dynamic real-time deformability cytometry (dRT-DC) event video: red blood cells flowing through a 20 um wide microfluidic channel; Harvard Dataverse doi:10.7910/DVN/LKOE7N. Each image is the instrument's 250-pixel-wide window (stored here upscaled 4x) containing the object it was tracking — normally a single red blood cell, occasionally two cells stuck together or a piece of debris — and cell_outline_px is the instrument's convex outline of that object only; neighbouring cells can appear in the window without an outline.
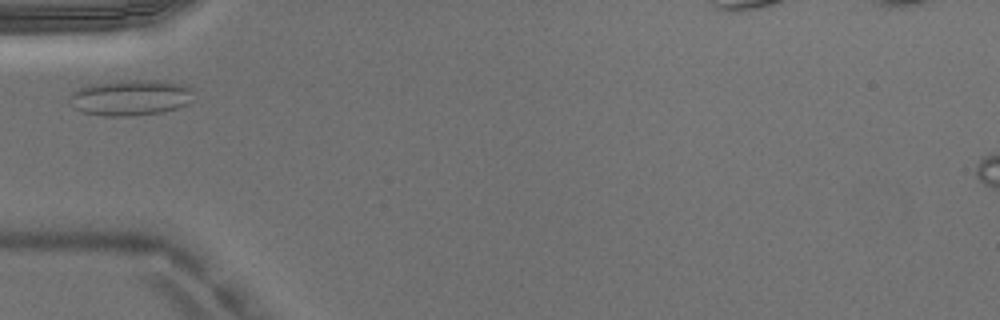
{"species": "Egyptian fruit bat (a non-hibernating species)", "species_latin": "Rousettus aegyptiacus", "temperature_condition": "warm", "stored_images_in_passage": 2, "camera_frame_rate_fps": 3000, "um_per_image_px": 0.085, "animal": {"sex": "male"}, "frame": {"image": 1, "passage_image": 2, "time_ms": 0.333, "image_size_px": [1000, 320], "cell_outline_px": [[200, 88], [196, 100], [188, 104], [176, 108], [160, 112], [132, 116], [100, 116], [84, 112], [72, 108], [68, 100], [68, 96], [72, 92], [88, 84], [136, 80], [156, 80], [184, 84]], "centroid_in_image_um": [11.21, 8.29], "position_along_channel_um": 73.8, "area_um2": 26.7}}